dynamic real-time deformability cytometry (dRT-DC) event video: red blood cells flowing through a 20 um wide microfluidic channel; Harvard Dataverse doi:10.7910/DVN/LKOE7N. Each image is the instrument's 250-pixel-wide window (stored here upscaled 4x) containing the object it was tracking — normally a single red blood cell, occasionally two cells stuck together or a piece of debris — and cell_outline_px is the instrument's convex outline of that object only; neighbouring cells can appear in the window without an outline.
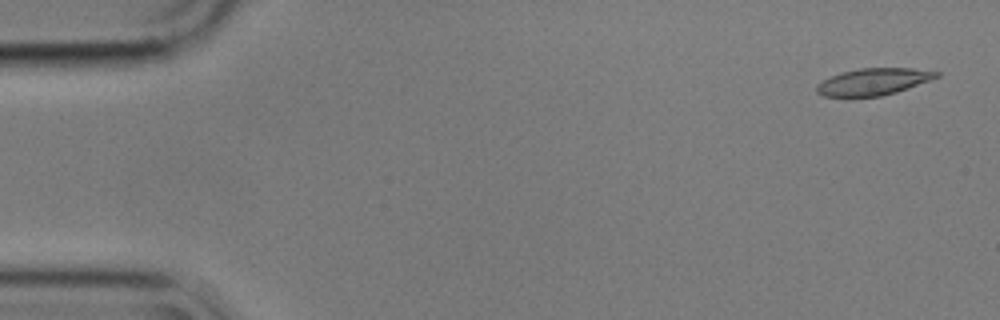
{"species": "common noctule bat (a hibernating species)", "species_latin": "Nyctalus noctula", "temperature_condition": "cold", "stored_images_in_passage": 55, "camera_frame_rate_fps": 3000, "um_per_image_px": 0.085, "animal": {"sex": "male", "body_mass_g": 17.9}, "frame": {"image": 1, "passage_image": 2, "time_ms": 0.333, "image_size_px": [1000, 320], "cell_outline_px": [[940, 76], [908, 88], [896, 92], [880, 96], [824, 96], [816, 92], [816, 84], [832, 76], [844, 72], [860, 68], [912, 68], [940, 72]], "centroid_in_image_um": [74.25, 6.94], "position_along_channel_um": 10.8, "area_um2": 18.44}}
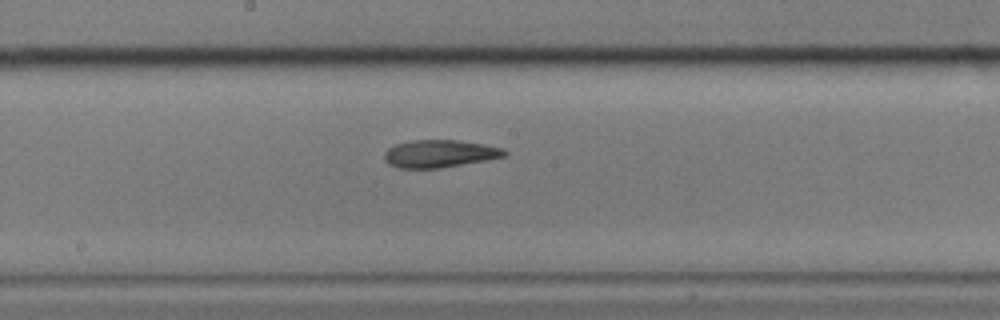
{"frame": {"image": 2, "passage_image": 29, "time_ms": 9.333, "image_size_px": [1000, 320], "cell_outline_px": [[508, 156], [440, 168], [400, 168], [388, 164], [384, 160], [384, 152], [388, 148], [396, 144], [412, 140], [456, 140], [484, 144], [504, 148], [508, 152]], "centroid_in_image_um": [37.38, 13.06], "position_along_channel_um": 210.8, "area_um2": 19.36}}
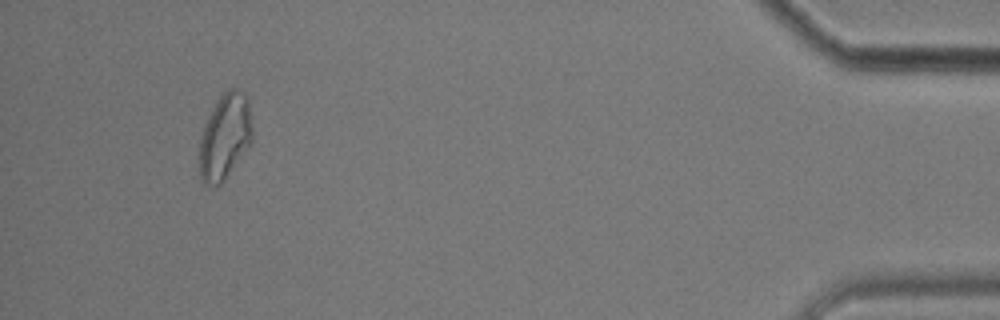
{"frame": {"image": 3, "passage_image": 52, "time_ms": 17.0, "image_size_px": [1000, 320], "cell_outline_px": [[252, 144], [224, 180], [216, 188], [212, 188], [204, 184], [200, 180], [200, 140], [208, 116], [216, 100], [228, 88], [240, 88], [248, 96], [252, 128]], "centroid_in_image_um": [19.14, 11.62], "position_along_channel_um": 416.1, "area_um2": 26.88}, "authors_computed_cell_mechanics": {"area_um2": 19.5942, "velocity_mm_per_s": 3.5699, "shape_relaxation_time_tau1_ms": 10.0988, "shape_relaxation_time_tau2_ms": 3.7343, "deformation_change_tau1": 0.2381, "deformation_change_tau2": 0.1129}}